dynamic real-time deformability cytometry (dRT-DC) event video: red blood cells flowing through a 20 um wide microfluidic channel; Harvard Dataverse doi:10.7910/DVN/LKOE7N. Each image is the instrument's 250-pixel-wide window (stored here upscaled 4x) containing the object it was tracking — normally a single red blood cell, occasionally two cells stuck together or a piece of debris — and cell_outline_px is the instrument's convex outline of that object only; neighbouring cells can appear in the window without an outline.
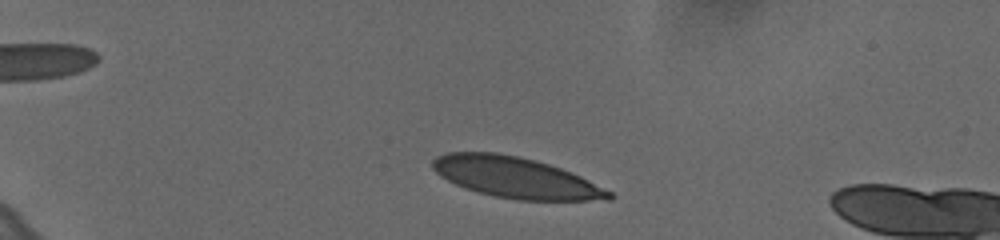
{"species": "human", "species_latin": "Homo sapiens", "temperature_condition": "cold", "stored_images_in_passage": 18, "camera_frame_rate_fps": 3000, "um_per_image_px": 0.085, "donor": {"sex": "female"}, "frame": {"image": 1, "passage_image": 5, "time_ms": 1.333, "image_size_px": [1000, 240], "cell_outline_px": [[616, 196], [612, 200], [520, 200], [496, 196], [464, 188], [440, 176], [432, 168], [432, 160], [436, 156], [448, 152], [496, 152], [536, 160], [560, 168], [580, 176], [612, 192]], "centroid_in_image_um": [43.83, 15.09], "position_along_channel_um": 41.2, "area_um2": 41.73}}
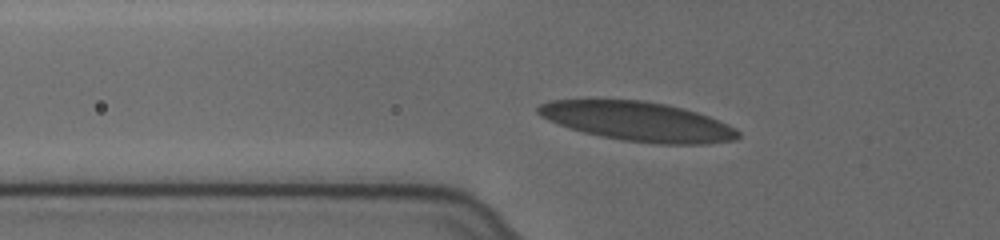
{"frame": {"image": 2, "passage_image": 12, "time_ms": 3.667, "image_size_px": [1000, 240], "cell_outline_px": [[740, 136], [736, 140], [708, 144], [660, 144], [620, 140], [600, 136], [568, 128], [548, 120], [540, 116], [536, 112], [536, 108], [540, 104], [552, 100], [640, 100], [664, 104], [696, 112], [708, 116], [728, 124], [740, 132]], "centroid_in_image_um": [54.21, 10.33], "position_along_channel_um": 71.6, "area_um2": 45.72}}
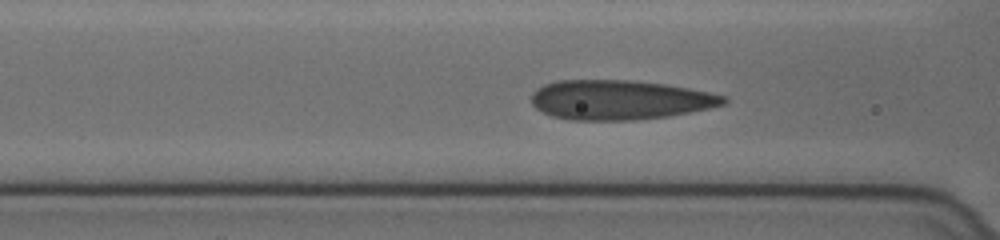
{"frame": {"image": 3, "passage_image": 16, "time_ms": 5.0, "image_size_px": [1000, 240], "cell_outline_px": [[728, 100], [724, 104], [708, 108], [668, 116], [632, 120], [568, 120], [552, 116], [536, 108], [532, 104], [532, 92], [536, 88], [544, 84], [556, 80], [632, 80], [664, 84], [688, 88], [728, 96]], "centroid_in_image_um": [52.64, 8.48], "position_along_channel_um": 114.0, "area_um2": 44.33}}